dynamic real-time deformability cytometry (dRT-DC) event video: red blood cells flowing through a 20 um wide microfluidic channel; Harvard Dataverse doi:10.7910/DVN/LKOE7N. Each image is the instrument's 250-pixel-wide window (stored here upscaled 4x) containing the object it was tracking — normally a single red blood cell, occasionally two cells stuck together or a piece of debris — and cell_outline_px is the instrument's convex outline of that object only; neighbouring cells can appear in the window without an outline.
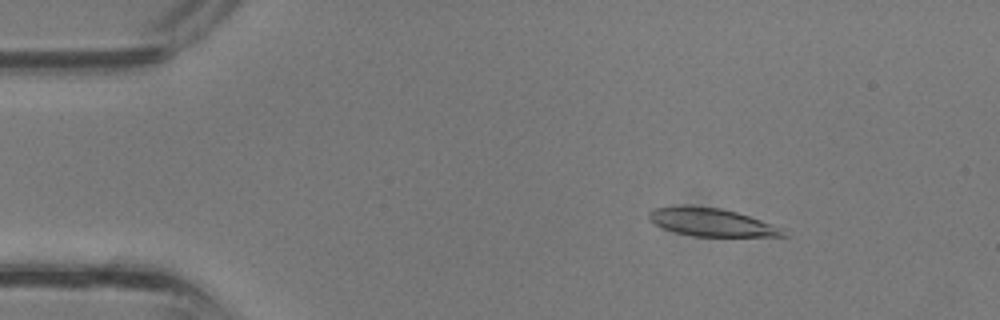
{"species": "common noctule bat (a hibernating species)", "species_latin": "Nyctalus noctula", "temperature_condition": "room temperature", "stored_images_in_passage": 37, "segment_of_instrument_passage": [1, 2], "camera_frame_rate_fps": 3000, "um_per_image_px": 0.085, "animal": {"sex": "male", "body_mass_g": 13.3}, "frame": {"image": 1, "passage_image": 5, "time_ms": 1.333, "image_size_px": [1000, 320], "cell_outline_px": [[792, 236], [696, 236], [676, 232], [664, 228], [648, 220], [648, 212], [652, 208], [680, 204], [684, 204], [720, 208], [736, 212], [788, 228]], "centroid_in_image_um": [60.55, 18.87], "position_along_channel_um": 24.5, "area_um2": 22.48}}
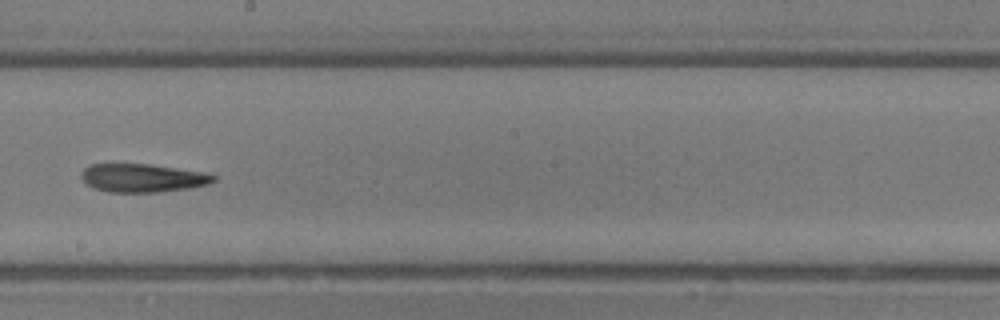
{"frame": {"image": 2, "passage_image": 20, "time_ms": 6.333, "image_size_px": [1000, 320], "cell_outline_px": [[216, 180], [208, 184], [188, 188], [160, 192], [108, 192], [92, 188], [80, 176], [80, 172], [84, 168], [92, 164], [148, 164], [204, 172], [216, 176]], "centroid_in_image_um": [12.1, 15.13], "position_along_channel_um": 236.1, "area_um2": 21.79}}
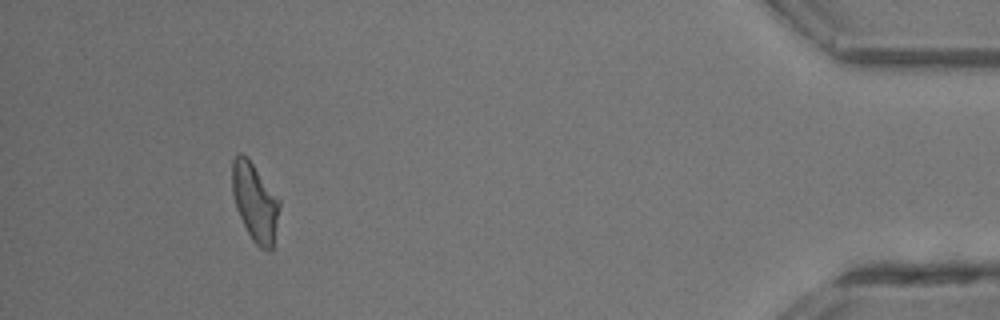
{"frame": {"image": 3, "passage_image": 33, "time_ms": 10.667, "image_size_px": [1000, 320], "cell_outline_px": [[280, 208], [272, 248], [260, 248], [252, 240], [236, 208], [232, 192], [232, 160], [240, 152], [248, 156], [280, 200]], "centroid_in_image_um": [21.66, 17.12], "position_along_channel_um": 413.5, "area_um2": 21.39}}